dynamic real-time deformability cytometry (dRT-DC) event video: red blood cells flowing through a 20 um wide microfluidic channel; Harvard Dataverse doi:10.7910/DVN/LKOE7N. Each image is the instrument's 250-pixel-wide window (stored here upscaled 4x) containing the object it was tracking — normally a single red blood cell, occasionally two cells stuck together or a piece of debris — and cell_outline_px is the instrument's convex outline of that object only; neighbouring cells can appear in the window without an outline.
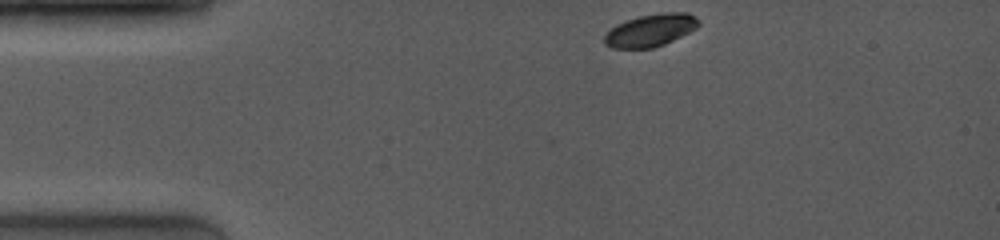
{"species": "common noctule bat (a hibernating species)", "species_latin": "Nyctalus noctula", "temperature_condition": "room temperature", "stored_images_in_passage": 50, "camera_frame_rate_fps": 4000, "um_per_image_px": 0.085, "animal": {"sex": "female", "body_mass_g": 19.0, "forearm_length_mm": 53.3}, "frame": {"image": 1, "passage_image": 1, "time_ms": 0.0, "image_size_px": [1000, 240], "cell_outline_px": [[700, 24], [696, 28], [664, 44], [652, 48], [612, 48], [604, 44], [604, 36], [616, 24], [640, 16], [664, 12], [688, 12], [696, 16], [700, 20]], "centroid_in_image_um": [55.32, 2.56], "position_along_channel_um": 29.7, "area_um2": 17.69}}
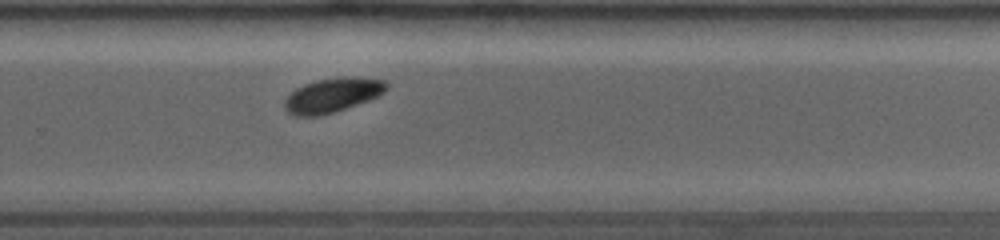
{"frame": {"image": 2, "passage_image": 37, "time_ms": 8.0, "image_size_px": [1000, 240], "cell_outline_px": [[388, 88], [380, 96], [336, 112], [320, 116], [292, 116], [284, 108], [284, 100], [296, 88], [304, 84], [316, 80], [344, 76], [352, 76], [388, 80]], "centroid_in_image_um": [28.29, 8.09], "position_along_channel_um": 301.5, "area_um2": 20.81}}
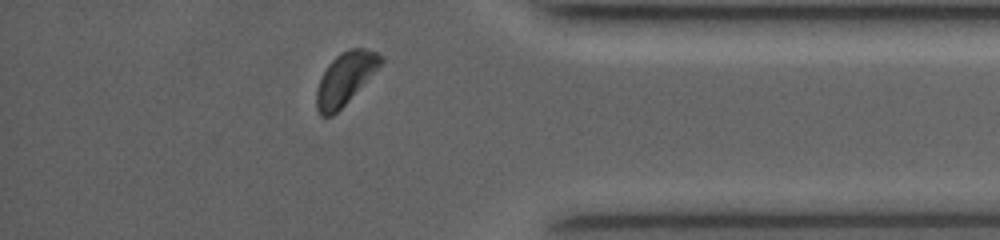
{"frame": {"image": 3, "passage_image": 45, "time_ms": 10.75, "image_size_px": [1000, 240], "cell_outline_px": [[384, 60], [348, 100], [332, 116], [320, 116], [316, 108], [316, 88], [328, 64], [340, 52], [348, 48], [364, 48], [376, 52], [384, 56]], "centroid_in_image_um": [29.31, 6.65], "position_along_channel_um": 405.9, "area_um2": 19.07}, "authors_computed_cell_mechanics": {"area_um2": 19.8543, "velocity_mm_per_s": 4.0809, "shape_relaxation_time_tau1_ms": 0.9712, "shape_relaxation_time_tau2_ms": null, "deformation_change_tau1": 0.0864, "deformation_change_tau2": null}}